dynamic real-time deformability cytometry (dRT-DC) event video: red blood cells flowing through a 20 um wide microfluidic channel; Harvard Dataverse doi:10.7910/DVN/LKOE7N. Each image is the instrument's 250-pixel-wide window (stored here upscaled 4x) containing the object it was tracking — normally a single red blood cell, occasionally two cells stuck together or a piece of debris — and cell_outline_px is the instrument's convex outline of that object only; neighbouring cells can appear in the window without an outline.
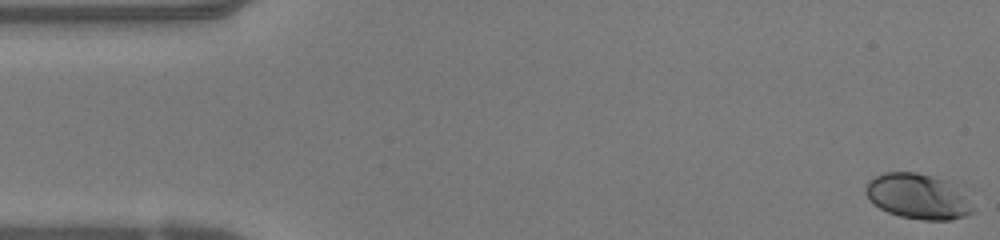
{"species": "human", "species_latin": "Homo sapiens", "temperature_condition": "warm", "stored_images_in_passage": 48, "camera_frame_rate_fps": 3000, "um_per_image_px": 0.085, "donor": {"sex": "female"}, "frame": {"image": 1, "passage_image": 1, "time_ms": 0.0, "image_size_px": [1000, 240], "cell_outline_px": [[976, 212], [952, 220], [924, 220], [900, 216], [888, 212], [880, 208], [864, 192], [864, 188], [868, 180], [884, 172], [916, 172], [932, 176], [956, 184]], "centroid_in_image_um": [78.03, 16.69], "position_along_channel_um": 7.0, "area_um2": 28.21}}
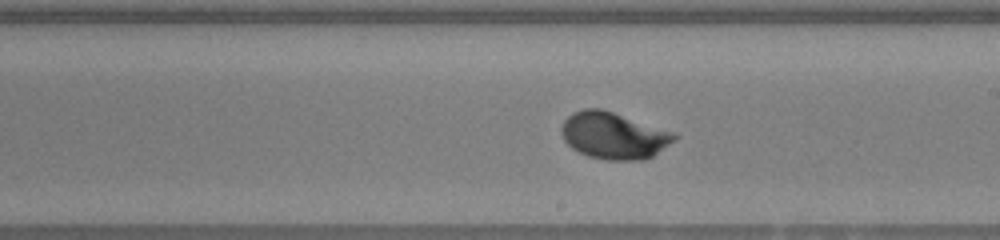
{"frame": {"image": 2, "passage_image": 27, "time_ms": 8.667, "image_size_px": [1000, 240], "cell_outline_px": [[680, 136], [676, 140], [652, 156], [644, 160], [608, 160], [588, 156], [572, 148], [564, 140], [560, 132], [560, 128], [564, 120], [572, 112], [584, 108], [600, 108], [676, 132]], "centroid_in_image_um": [52.18, 11.51], "position_along_channel_um": 236.8, "area_um2": 30.98}}
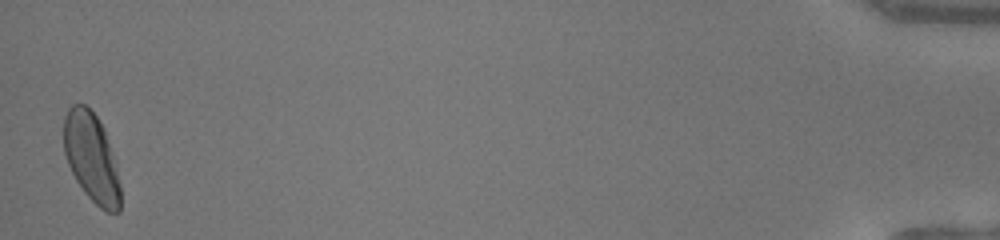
{"frame": {"image": 3, "passage_image": 48, "time_ms": 15.667, "image_size_px": [1000, 240], "cell_outline_px": [[120, 212], [108, 212], [100, 208], [84, 192], [76, 180], [68, 164], [64, 152], [64, 116], [68, 108], [72, 104], [84, 104], [96, 116], [104, 128], [112, 152], [120, 184]], "centroid_in_image_um": [7.77, 13.39], "position_along_channel_um": 427.4, "area_um2": 29.19}, "authors_computed_cell_mechanics": {"area_um2": 29.0445, "velocity_mm_per_s": 4.183, "shape_relaxation_time_tau1_ms": 2.5941, "shape_relaxation_time_tau2_ms": null, "deformation_change_tau1": 0.1607, "deformation_change_tau2": null}}